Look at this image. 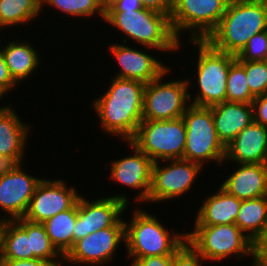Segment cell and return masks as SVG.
<instances>
[{
	"label": "cell",
	"instance_id": "cell-1",
	"mask_svg": "<svg viewBox=\"0 0 267 266\" xmlns=\"http://www.w3.org/2000/svg\"><path fill=\"white\" fill-rule=\"evenodd\" d=\"M110 79L108 89L92 101L99 120L97 126L100 125L104 135L130 141L143 120L145 84L114 76Z\"/></svg>",
	"mask_w": 267,
	"mask_h": 266
},
{
	"label": "cell",
	"instance_id": "cell-2",
	"mask_svg": "<svg viewBox=\"0 0 267 266\" xmlns=\"http://www.w3.org/2000/svg\"><path fill=\"white\" fill-rule=\"evenodd\" d=\"M104 21L126 36L121 39L123 43L130 40V44L158 50L157 53H175L183 47L172 29L170 16L150 9L105 11Z\"/></svg>",
	"mask_w": 267,
	"mask_h": 266
},
{
	"label": "cell",
	"instance_id": "cell-3",
	"mask_svg": "<svg viewBox=\"0 0 267 266\" xmlns=\"http://www.w3.org/2000/svg\"><path fill=\"white\" fill-rule=\"evenodd\" d=\"M267 30V4L229 1L217 28L208 36L215 49L237 55L255 34Z\"/></svg>",
	"mask_w": 267,
	"mask_h": 266
},
{
	"label": "cell",
	"instance_id": "cell-4",
	"mask_svg": "<svg viewBox=\"0 0 267 266\" xmlns=\"http://www.w3.org/2000/svg\"><path fill=\"white\" fill-rule=\"evenodd\" d=\"M131 214L130 221L124 220V245L131 264L148 256L173 255L187 241L185 232L168 230L152 212L135 208Z\"/></svg>",
	"mask_w": 267,
	"mask_h": 266
},
{
	"label": "cell",
	"instance_id": "cell-5",
	"mask_svg": "<svg viewBox=\"0 0 267 266\" xmlns=\"http://www.w3.org/2000/svg\"><path fill=\"white\" fill-rule=\"evenodd\" d=\"M192 230L186 232V240L205 262L249 256L251 266H261L258 246L236 224L194 225Z\"/></svg>",
	"mask_w": 267,
	"mask_h": 266
},
{
	"label": "cell",
	"instance_id": "cell-6",
	"mask_svg": "<svg viewBox=\"0 0 267 266\" xmlns=\"http://www.w3.org/2000/svg\"><path fill=\"white\" fill-rule=\"evenodd\" d=\"M189 44L198 48L196 54V67L194 76L197 92L191 95L190 104L210 107L226 101V82L231 64L236 60V55L215 49L206 40H190ZM196 93V94H195Z\"/></svg>",
	"mask_w": 267,
	"mask_h": 266
},
{
	"label": "cell",
	"instance_id": "cell-7",
	"mask_svg": "<svg viewBox=\"0 0 267 266\" xmlns=\"http://www.w3.org/2000/svg\"><path fill=\"white\" fill-rule=\"evenodd\" d=\"M182 118L186 126L183 160L200 164H223L226 146L219 139L210 107L190 104ZM207 163V164H206Z\"/></svg>",
	"mask_w": 267,
	"mask_h": 266
},
{
	"label": "cell",
	"instance_id": "cell-8",
	"mask_svg": "<svg viewBox=\"0 0 267 266\" xmlns=\"http://www.w3.org/2000/svg\"><path fill=\"white\" fill-rule=\"evenodd\" d=\"M130 142L153 162L182 159L186 142L185 121L182 117L142 120Z\"/></svg>",
	"mask_w": 267,
	"mask_h": 266
},
{
	"label": "cell",
	"instance_id": "cell-9",
	"mask_svg": "<svg viewBox=\"0 0 267 266\" xmlns=\"http://www.w3.org/2000/svg\"><path fill=\"white\" fill-rule=\"evenodd\" d=\"M170 71L172 73L169 68L159 78L145 84L143 120L178 119L190 105L189 90L192 89L193 81L181 78L168 82L164 77H168Z\"/></svg>",
	"mask_w": 267,
	"mask_h": 266
},
{
	"label": "cell",
	"instance_id": "cell-10",
	"mask_svg": "<svg viewBox=\"0 0 267 266\" xmlns=\"http://www.w3.org/2000/svg\"><path fill=\"white\" fill-rule=\"evenodd\" d=\"M228 3L229 0H174L170 21L176 37L181 41L185 31L190 40H206L219 25Z\"/></svg>",
	"mask_w": 267,
	"mask_h": 266
},
{
	"label": "cell",
	"instance_id": "cell-11",
	"mask_svg": "<svg viewBox=\"0 0 267 266\" xmlns=\"http://www.w3.org/2000/svg\"><path fill=\"white\" fill-rule=\"evenodd\" d=\"M202 170L200 164L183 159L154 162L150 191L144 204L147 202L159 204L182 197L192 190Z\"/></svg>",
	"mask_w": 267,
	"mask_h": 266
},
{
	"label": "cell",
	"instance_id": "cell-12",
	"mask_svg": "<svg viewBox=\"0 0 267 266\" xmlns=\"http://www.w3.org/2000/svg\"><path fill=\"white\" fill-rule=\"evenodd\" d=\"M121 243L125 244V222L121 217L112 227L97 230L74 243L64 256V264L103 266L114 259ZM67 262V263H66Z\"/></svg>",
	"mask_w": 267,
	"mask_h": 266
},
{
	"label": "cell",
	"instance_id": "cell-13",
	"mask_svg": "<svg viewBox=\"0 0 267 266\" xmlns=\"http://www.w3.org/2000/svg\"><path fill=\"white\" fill-rule=\"evenodd\" d=\"M129 197L126 193H118L115 196L108 195L93 200L80 195L76 224L73 229V245L97 230L112 227L129 208L128 205L131 203Z\"/></svg>",
	"mask_w": 267,
	"mask_h": 266
},
{
	"label": "cell",
	"instance_id": "cell-14",
	"mask_svg": "<svg viewBox=\"0 0 267 266\" xmlns=\"http://www.w3.org/2000/svg\"><path fill=\"white\" fill-rule=\"evenodd\" d=\"M22 167L23 163L8 165L0 176V211L5 214L0 220L23 218L38 183L43 179L29 175Z\"/></svg>",
	"mask_w": 267,
	"mask_h": 266
},
{
	"label": "cell",
	"instance_id": "cell-15",
	"mask_svg": "<svg viewBox=\"0 0 267 266\" xmlns=\"http://www.w3.org/2000/svg\"><path fill=\"white\" fill-rule=\"evenodd\" d=\"M65 179L43 178L37 185L24 219L43 223L59 212L70 209L78 200L79 190L67 186Z\"/></svg>",
	"mask_w": 267,
	"mask_h": 266
},
{
	"label": "cell",
	"instance_id": "cell-16",
	"mask_svg": "<svg viewBox=\"0 0 267 266\" xmlns=\"http://www.w3.org/2000/svg\"><path fill=\"white\" fill-rule=\"evenodd\" d=\"M136 47L123 42L120 44L112 43L108 47L109 53L114 56L113 58H115L119 67V71L115 73L114 77L137 80L148 84L170 68L169 65L162 63L160 57L156 58L155 55L148 53V50H146L148 47L142 48L141 46L139 49Z\"/></svg>",
	"mask_w": 267,
	"mask_h": 266
},
{
	"label": "cell",
	"instance_id": "cell-17",
	"mask_svg": "<svg viewBox=\"0 0 267 266\" xmlns=\"http://www.w3.org/2000/svg\"><path fill=\"white\" fill-rule=\"evenodd\" d=\"M125 143L131 148V155L118 158L110 163L108 179L120 186L139 191L133 200L135 202L139 201L138 203H144L147 201L150 191L154 162L132 142L125 141Z\"/></svg>",
	"mask_w": 267,
	"mask_h": 266
},
{
	"label": "cell",
	"instance_id": "cell-18",
	"mask_svg": "<svg viewBox=\"0 0 267 266\" xmlns=\"http://www.w3.org/2000/svg\"><path fill=\"white\" fill-rule=\"evenodd\" d=\"M7 104L0 106V159L8 165H16L24 162L32 127L22 121L9 102Z\"/></svg>",
	"mask_w": 267,
	"mask_h": 266
},
{
	"label": "cell",
	"instance_id": "cell-19",
	"mask_svg": "<svg viewBox=\"0 0 267 266\" xmlns=\"http://www.w3.org/2000/svg\"><path fill=\"white\" fill-rule=\"evenodd\" d=\"M228 160L235 164H266L267 128L255 122L245 127L226 146L223 165L229 163Z\"/></svg>",
	"mask_w": 267,
	"mask_h": 266
},
{
	"label": "cell",
	"instance_id": "cell-20",
	"mask_svg": "<svg viewBox=\"0 0 267 266\" xmlns=\"http://www.w3.org/2000/svg\"><path fill=\"white\" fill-rule=\"evenodd\" d=\"M233 173L222 180L220 187L239 200L267 196V163L237 164Z\"/></svg>",
	"mask_w": 267,
	"mask_h": 266
},
{
	"label": "cell",
	"instance_id": "cell-21",
	"mask_svg": "<svg viewBox=\"0 0 267 266\" xmlns=\"http://www.w3.org/2000/svg\"><path fill=\"white\" fill-rule=\"evenodd\" d=\"M210 109L217 135L225 146L253 122L251 103L224 101L210 106Z\"/></svg>",
	"mask_w": 267,
	"mask_h": 266
},
{
	"label": "cell",
	"instance_id": "cell-22",
	"mask_svg": "<svg viewBox=\"0 0 267 266\" xmlns=\"http://www.w3.org/2000/svg\"><path fill=\"white\" fill-rule=\"evenodd\" d=\"M5 42L7 41H4L5 45H0V51L5 58L11 77L20 85L23 81L26 82V78L29 79L32 74L34 75V71H38L42 64L40 62L42 59L39 57L41 55L28 40L16 38L13 41L9 40L7 44Z\"/></svg>",
	"mask_w": 267,
	"mask_h": 266
},
{
	"label": "cell",
	"instance_id": "cell-23",
	"mask_svg": "<svg viewBox=\"0 0 267 266\" xmlns=\"http://www.w3.org/2000/svg\"><path fill=\"white\" fill-rule=\"evenodd\" d=\"M216 193L204 198L201 206L197 209V214L193 225H221L235 224L241 200L227 193L220 186Z\"/></svg>",
	"mask_w": 267,
	"mask_h": 266
},
{
	"label": "cell",
	"instance_id": "cell-24",
	"mask_svg": "<svg viewBox=\"0 0 267 266\" xmlns=\"http://www.w3.org/2000/svg\"><path fill=\"white\" fill-rule=\"evenodd\" d=\"M235 224L259 246L267 237V196L241 200Z\"/></svg>",
	"mask_w": 267,
	"mask_h": 266
},
{
	"label": "cell",
	"instance_id": "cell-25",
	"mask_svg": "<svg viewBox=\"0 0 267 266\" xmlns=\"http://www.w3.org/2000/svg\"><path fill=\"white\" fill-rule=\"evenodd\" d=\"M78 214V200L68 210L59 212L42 224L56 249L65 256L73 247V229Z\"/></svg>",
	"mask_w": 267,
	"mask_h": 266
},
{
	"label": "cell",
	"instance_id": "cell-26",
	"mask_svg": "<svg viewBox=\"0 0 267 266\" xmlns=\"http://www.w3.org/2000/svg\"><path fill=\"white\" fill-rule=\"evenodd\" d=\"M44 11L37 0H0V28L4 33L6 28L26 26L34 20L37 21Z\"/></svg>",
	"mask_w": 267,
	"mask_h": 266
},
{
	"label": "cell",
	"instance_id": "cell-27",
	"mask_svg": "<svg viewBox=\"0 0 267 266\" xmlns=\"http://www.w3.org/2000/svg\"><path fill=\"white\" fill-rule=\"evenodd\" d=\"M30 237L32 259L64 261V256L52 244L42 223H34L24 218L14 220Z\"/></svg>",
	"mask_w": 267,
	"mask_h": 266
},
{
	"label": "cell",
	"instance_id": "cell-28",
	"mask_svg": "<svg viewBox=\"0 0 267 266\" xmlns=\"http://www.w3.org/2000/svg\"><path fill=\"white\" fill-rule=\"evenodd\" d=\"M26 259H32L30 237L14 220H4L2 260Z\"/></svg>",
	"mask_w": 267,
	"mask_h": 266
},
{
	"label": "cell",
	"instance_id": "cell-29",
	"mask_svg": "<svg viewBox=\"0 0 267 266\" xmlns=\"http://www.w3.org/2000/svg\"><path fill=\"white\" fill-rule=\"evenodd\" d=\"M46 5L48 7H53V10H58L56 12H61L70 17H79L92 19L93 16H100L102 21L105 20V5L103 0H45L41 5V10L45 9Z\"/></svg>",
	"mask_w": 267,
	"mask_h": 266
},
{
	"label": "cell",
	"instance_id": "cell-30",
	"mask_svg": "<svg viewBox=\"0 0 267 266\" xmlns=\"http://www.w3.org/2000/svg\"><path fill=\"white\" fill-rule=\"evenodd\" d=\"M255 97L251 94L245 73V61L235 60L229 69L226 82V101L252 103Z\"/></svg>",
	"mask_w": 267,
	"mask_h": 266
},
{
	"label": "cell",
	"instance_id": "cell-31",
	"mask_svg": "<svg viewBox=\"0 0 267 266\" xmlns=\"http://www.w3.org/2000/svg\"><path fill=\"white\" fill-rule=\"evenodd\" d=\"M245 73L254 97L267 94V60L245 61Z\"/></svg>",
	"mask_w": 267,
	"mask_h": 266
},
{
	"label": "cell",
	"instance_id": "cell-32",
	"mask_svg": "<svg viewBox=\"0 0 267 266\" xmlns=\"http://www.w3.org/2000/svg\"><path fill=\"white\" fill-rule=\"evenodd\" d=\"M239 61L267 60V30L253 35L236 55Z\"/></svg>",
	"mask_w": 267,
	"mask_h": 266
},
{
	"label": "cell",
	"instance_id": "cell-33",
	"mask_svg": "<svg viewBox=\"0 0 267 266\" xmlns=\"http://www.w3.org/2000/svg\"><path fill=\"white\" fill-rule=\"evenodd\" d=\"M204 261L187 241L172 256V266H203Z\"/></svg>",
	"mask_w": 267,
	"mask_h": 266
},
{
	"label": "cell",
	"instance_id": "cell-34",
	"mask_svg": "<svg viewBox=\"0 0 267 266\" xmlns=\"http://www.w3.org/2000/svg\"><path fill=\"white\" fill-rule=\"evenodd\" d=\"M15 87H18L17 83L11 77L5 58L0 51V97H8V93L15 90Z\"/></svg>",
	"mask_w": 267,
	"mask_h": 266
},
{
	"label": "cell",
	"instance_id": "cell-35",
	"mask_svg": "<svg viewBox=\"0 0 267 266\" xmlns=\"http://www.w3.org/2000/svg\"><path fill=\"white\" fill-rule=\"evenodd\" d=\"M253 122L267 128V94L256 96L252 101Z\"/></svg>",
	"mask_w": 267,
	"mask_h": 266
},
{
	"label": "cell",
	"instance_id": "cell-36",
	"mask_svg": "<svg viewBox=\"0 0 267 266\" xmlns=\"http://www.w3.org/2000/svg\"><path fill=\"white\" fill-rule=\"evenodd\" d=\"M1 266H64L63 261H48L44 259L2 260Z\"/></svg>",
	"mask_w": 267,
	"mask_h": 266
},
{
	"label": "cell",
	"instance_id": "cell-37",
	"mask_svg": "<svg viewBox=\"0 0 267 266\" xmlns=\"http://www.w3.org/2000/svg\"><path fill=\"white\" fill-rule=\"evenodd\" d=\"M144 8L171 16L174 0H141Z\"/></svg>",
	"mask_w": 267,
	"mask_h": 266
},
{
	"label": "cell",
	"instance_id": "cell-38",
	"mask_svg": "<svg viewBox=\"0 0 267 266\" xmlns=\"http://www.w3.org/2000/svg\"><path fill=\"white\" fill-rule=\"evenodd\" d=\"M173 255L148 256L135 260L130 266H172Z\"/></svg>",
	"mask_w": 267,
	"mask_h": 266
},
{
	"label": "cell",
	"instance_id": "cell-39",
	"mask_svg": "<svg viewBox=\"0 0 267 266\" xmlns=\"http://www.w3.org/2000/svg\"><path fill=\"white\" fill-rule=\"evenodd\" d=\"M143 8L141 0H111L105 6V11L138 10Z\"/></svg>",
	"mask_w": 267,
	"mask_h": 266
},
{
	"label": "cell",
	"instance_id": "cell-40",
	"mask_svg": "<svg viewBox=\"0 0 267 266\" xmlns=\"http://www.w3.org/2000/svg\"><path fill=\"white\" fill-rule=\"evenodd\" d=\"M258 255L261 263L267 258V237L258 246Z\"/></svg>",
	"mask_w": 267,
	"mask_h": 266
},
{
	"label": "cell",
	"instance_id": "cell-41",
	"mask_svg": "<svg viewBox=\"0 0 267 266\" xmlns=\"http://www.w3.org/2000/svg\"><path fill=\"white\" fill-rule=\"evenodd\" d=\"M4 220H0V266L3 259Z\"/></svg>",
	"mask_w": 267,
	"mask_h": 266
},
{
	"label": "cell",
	"instance_id": "cell-42",
	"mask_svg": "<svg viewBox=\"0 0 267 266\" xmlns=\"http://www.w3.org/2000/svg\"><path fill=\"white\" fill-rule=\"evenodd\" d=\"M7 166H8V164L0 159V176L3 173V171L6 169Z\"/></svg>",
	"mask_w": 267,
	"mask_h": 266
},
{
	"label": "cell",
	"instance_id": "cell-43",
	"mask_svg": "<svg viewBox=\"0 0 267 266\" xmlns=\"http://www.w3.org/2000/svg\"><path fill=\"white\" fill-rule=\"evenodd\" d=\"M229 1H262V0H229Z\"/></svg>",
	"mask_w": 267,
	"mask_h": 266
},
{
	"label": "cell",
	"instance_id": "cell-44",
	"mask_svg": "<svg viewBox=\"0 0 267 266\" xmlns=\"http://www.w3.org/2000/svg\"><path fill=\"white\" fill-rule=\"evenodd\" d=\"M261 266H267V258L261 263Z\"/></svg>",
	"mask_w": 267,
	"mask_h": 266
},
{
	"label": "cell",
	"instance_id": "cell-45",
	"mask_svg": "<svg viewBox=\"0 0 267 266\" xmlns=\"http://www.w3.org/2000/svg\"><path fill=\"white\" fill-rule=\"evenodd\" d=\"M111 0H103L104 5L106 6Z\"/></svg>",
	"mask_w": 267,
	"mask_h": 266
},
{
	"label": "cell",
	"instance_id": "cell-46",
	"mask_svg": "<svg viewBox=\"0 0 267 266\" xmlns=\"http://www.w3.org/2000/svg\"><path fill=\"white\" fill-rule=\"evenodd\" d=\"M37 1L39 2L40 5H42L45 2V0H37Z\"/></svg>",
	"mask_w": 267,
	"mask_h": 266
}]
</instances>
